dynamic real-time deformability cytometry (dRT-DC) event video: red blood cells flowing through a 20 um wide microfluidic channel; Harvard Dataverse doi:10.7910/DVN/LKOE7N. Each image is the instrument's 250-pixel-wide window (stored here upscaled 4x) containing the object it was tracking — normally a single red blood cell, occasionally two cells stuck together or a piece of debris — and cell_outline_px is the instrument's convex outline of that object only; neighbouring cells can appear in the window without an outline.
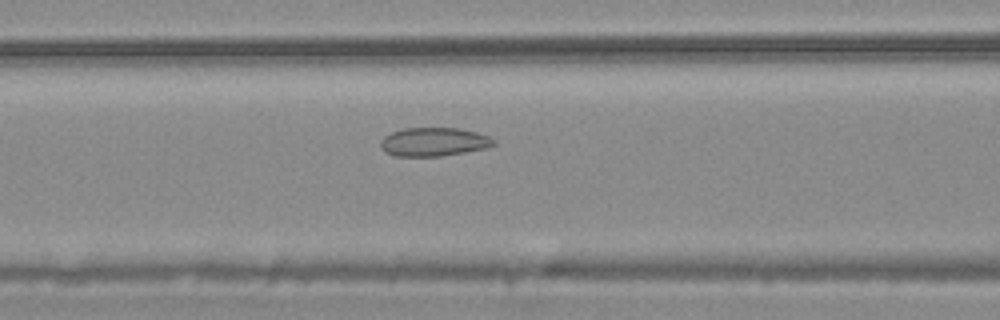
{"species": "common noctule bat (a hibernating species)", "species_latin": "Nyctalus noctula", "temperature_condition": "warm", "stored_images_in_passage": 55, "camera_frame_rate_fps": 3000, "um_per_image_px": 0.085, "animal": {"sex": "male", "body_mass_g": 20.4}, "frame": {"image": 1, "passage_image": 23, "time_ms": 7.333, "image_size_px": [1000, 320], "cell_outline_px": [[496, 144], [488, 148], [440, 156], [396, 156], [384, 152], [380, 144], [380, 140], [384, 136], [392, 132], [404, 128], [460, 128], [476, 132], [488, 136], [496, 140]], "centroid_in_image_um": [36.88, 12.06], "position_along_channel_um": 129.7, "area_um2": 18.96}}
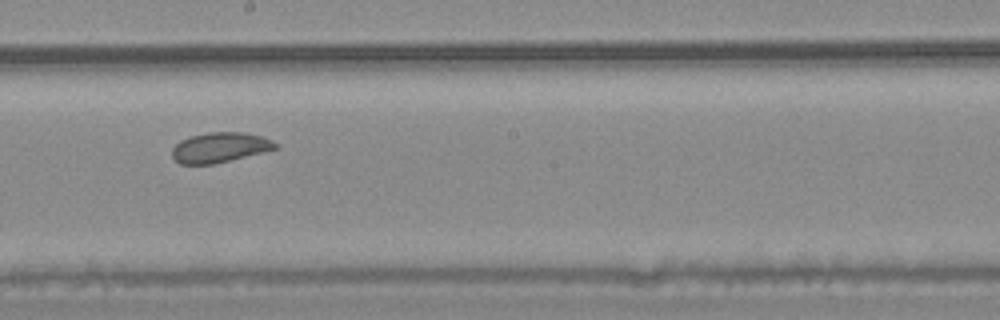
{"frame": {"image": 2, "passage_image": 31, "time_ms": 10.0, "image_size_px": [1000, 320], "cell_outline_px": [[280, 148], [212, 164], [180, 164], [172, 156], [172, 148], [180, 140], [192, 136], [208, 132], [244, 132], [260, 136], [272, 140]], "centroid_in_image_um": [18.68, 12.53], "position_along_channel_um": 229.5, "area_um2": 17.92}}
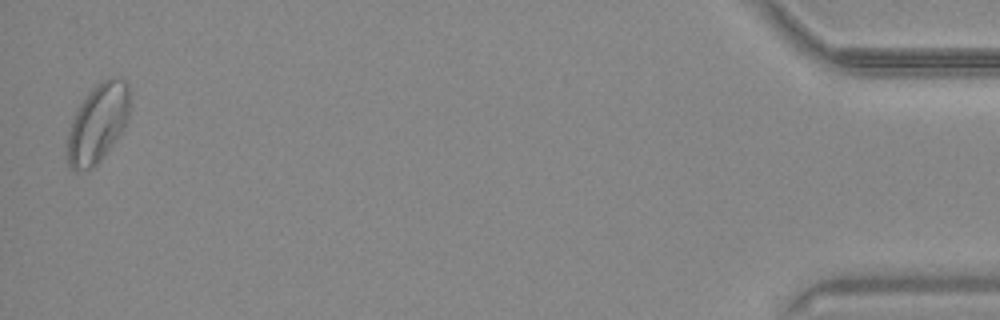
{"frame": {"image": 3, "passage_image": 54, "time_ms": 17.667, "image_size_px": [1000, 320], "cell_outline_px": [[128, 116], [124, 128], [100, 160], [92, 168], [76, 172], [68, 164], [64, 144], [72, 120], [80, 104], [88, 92], [100, 80], [108, 76], [120, 76], [128, 84]], "centroid_in_image_um": [8.27, 10.46], "position_along_channel_um": 426.9, "area_um2": 28.84}, "authors_computed_cell_mechanics": {"area_um2": 21.386, "velocity_mm_per_s": 3.7482, "shape_relaxation_time_tau1_ms": 8.7877, "shape_relaxation_time_tau2_ms": 1.6564, "deformation_change_tau1": 0.0857, "deformation_change_tau2": 0.0567}}